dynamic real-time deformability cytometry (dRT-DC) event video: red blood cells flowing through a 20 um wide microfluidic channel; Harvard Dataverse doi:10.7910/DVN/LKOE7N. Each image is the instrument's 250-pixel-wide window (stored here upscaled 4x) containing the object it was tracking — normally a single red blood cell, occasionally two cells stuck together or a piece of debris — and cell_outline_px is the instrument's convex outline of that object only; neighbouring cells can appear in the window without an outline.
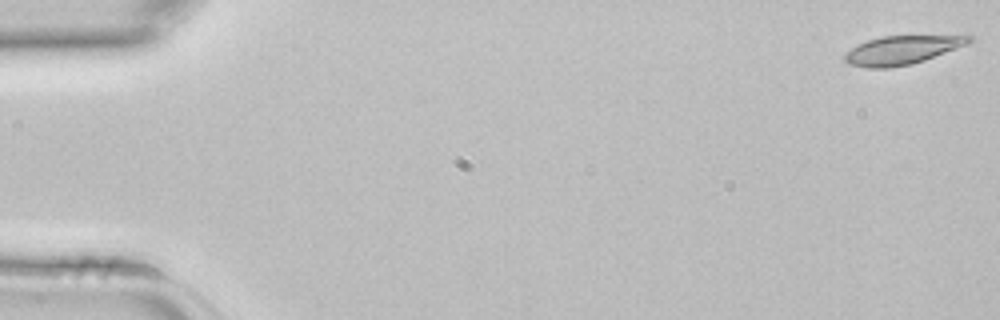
{"species": "common noctule bat (a hibernating species)", "species_latin": "Nyctalus noctula", "temperature_condition": "room temperature", "stored_images_in_passage": 4, "camera_frame_rate_fps": 3000, "um_per_image_px": 0.085, "animal": {"sex": "female", "body_mass_g": 22.7, "forearm_length_mm": 54.2}, "frame": {"image": 1, "passage_image": 1, "time_ms": 0.0, "image_size_px": [1000, 320], "cell_outline_px": [[972, 40], [968, 44], [924, 60], [912, 64], [888, 68], [868, 68], [848, 64], [844, 60], [844, 56], [852, 48], [868, 40], [880, 36], [968, 32], [972, 36]], "centroid_in_image_um": [76.84, 4.18], "position_along_channel_um": 8.2, "area_um2": 21.73}}
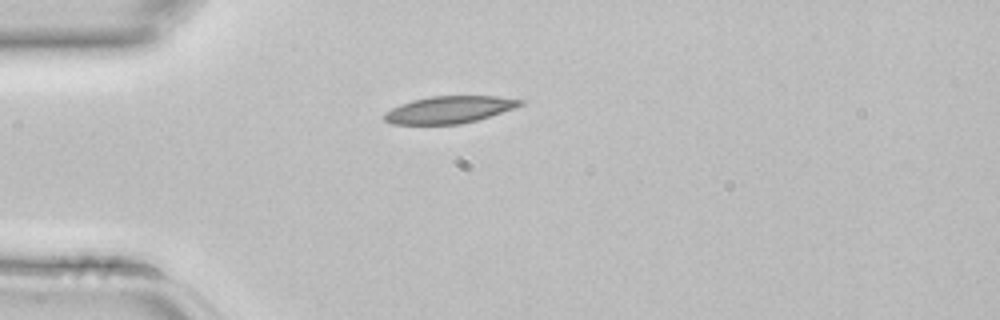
{"frame": {"image": 2, "passage_image": 3, "time_ms": 0.667, "image_size_px": [1000, 320], "cell_outline_px": [[524, 104], [516, 108], [476, 120], [460, 124], [392, 124], [384, 120], [384, 112], [400, 104], [412, 100], [432, 96], [496, 96], [524, 100]], "centroid_in_image_um": [38.2, 9.32], "position_along_channel_um": 46.8, "area_um2": 21.44}}